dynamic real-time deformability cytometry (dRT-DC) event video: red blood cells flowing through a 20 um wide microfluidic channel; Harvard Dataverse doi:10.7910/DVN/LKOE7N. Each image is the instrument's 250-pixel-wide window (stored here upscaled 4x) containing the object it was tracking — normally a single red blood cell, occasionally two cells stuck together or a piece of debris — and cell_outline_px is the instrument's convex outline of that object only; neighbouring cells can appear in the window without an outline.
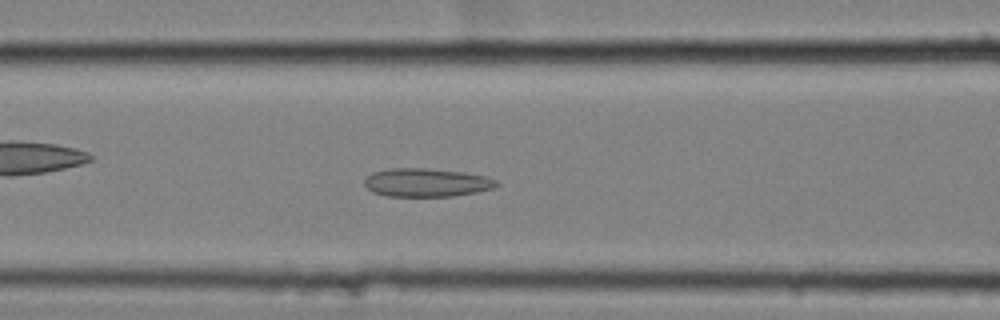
{"species": "common noctule bat (a hibernating species)", "species_latin": "Nyctalus noctula", "temperature_condition": "cold", "stored_images_in_passage": 50, "segment_of_instrument_passage": [1, 2], "camera_frame_rate_fps": 3000, "um_per_image_px": 0.085, "animal": {"sex": "female", "body_mass_g": 25.1}, "frame": {"image": 1, "passage_image": 16, "time_ms": 5.0, "image_size_px": [1000, 320], "cell_outline_px": [[500, 184], [492, 188], [476, 192], [452, 196], [388, 196], [372, 192], [364, 184], [364, 180], [372, 172], [388, 168], [428, 168], [464, 172], [484, 176], [496, 180]], "centroid_in_image_um": [36.23, 15.51], "position_along_channel_um": 130.4, "area_um2": 21.85}}
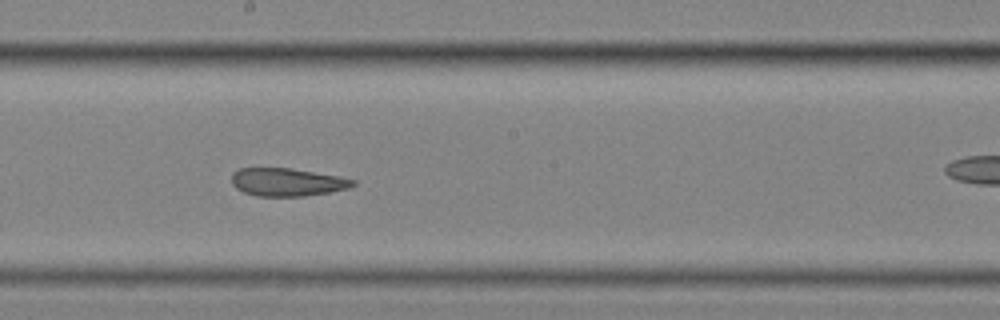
{"frame": {"image": 2, "passage_image": 24, "time_ms": 7.667, "image_size_px": [1000, 320], "cell_outline_px": [[356, 184], [348, 188], [328, 192], [304, 196], [256, 196], [244, 192], [236, 188], [232, 184], [232, 172], [240, 168], [288, 168], [340, 176], [356, 180]], "centroid_in_image_um": [24.4, 15.48], "position_along_channel_um": 223.8, "area_um2": 19.71}}
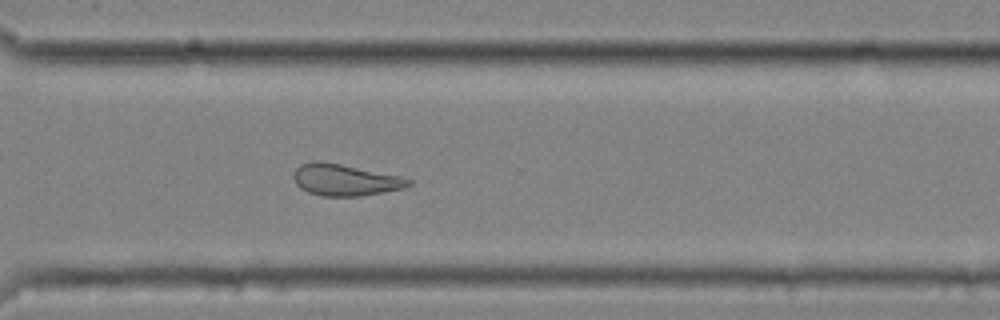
{"frame": {"image": 3, "passage_image": 34, "time_ms": 11.0, "image_size_px": [1000, 320], "cell_outline_px": [[412, 184], [404, 188], [384, 192], [360, 196], [320, 196], [308, 192], [300, 188], [296, 184], [292, 176], [296, 168], [300, 164], [316, 160], [340, 164], [400, 176], [412, 180]], "centroid_in_image_um": [29.3, 15.3], "position_along_channel_um": 341.3, "area_um2": 21.15}}